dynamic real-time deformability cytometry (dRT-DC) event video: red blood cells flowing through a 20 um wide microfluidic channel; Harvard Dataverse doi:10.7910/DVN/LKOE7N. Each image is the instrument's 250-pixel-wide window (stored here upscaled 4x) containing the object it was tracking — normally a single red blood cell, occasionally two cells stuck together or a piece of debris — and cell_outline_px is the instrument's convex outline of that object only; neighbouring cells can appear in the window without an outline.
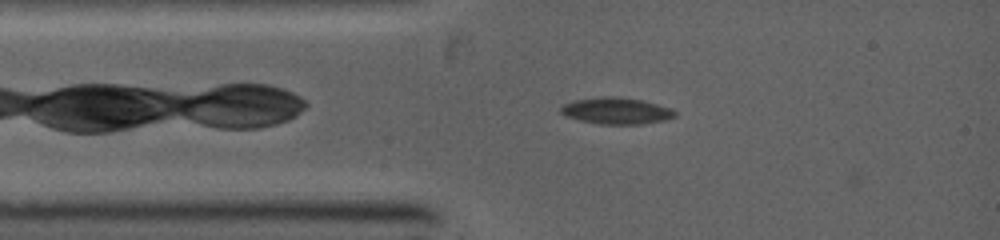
{"species": "common noctule bat (a hibernating species)", "species_latin": "Nyctalus noctula", "temperature_condition": "warm", "stored_images_in_passage": 14, "camera_frame_rate_fps": 5000, "um_per_image_px": 0.085, "animal": {"sex": "female", "body_mass_g": 19.0, "forearm_length_mm": 53.3}, "frame": {"image": 1, "passage_image": 3, "time_ms": 0.4, "image_size_px": [1000, 240], "cell_outline_px": [[676, 116], [664, 120], [644, 124], [600, 124], [580, 120], [568, 116], [560, 112], [560, 108], [564, 104], [572, 100], [604, 96], [612, 96], [640, 100], [656, 104], [668, 108], [676, 112]], "centroid_in_image_um": [52.36, 9.42], "position_along_channel_um": 32.6, "area_um2": 17.4}}
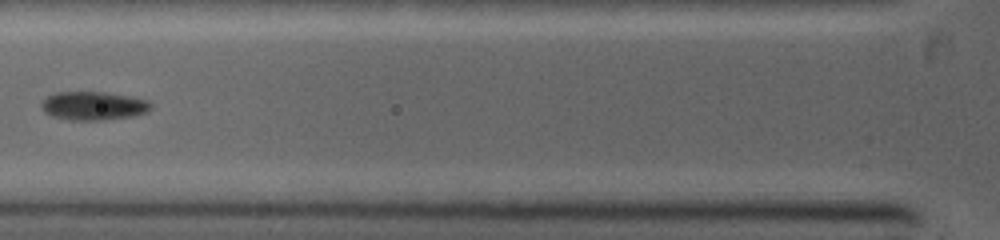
{"frame": {"image": 2, "passage_image": 10, "time_ms": 2.4, "image_size_px": [1000, 240], "cell_outline_px": [[152, 108], [148, 112], [132, 116], [104, 120], [72, 120], [52, 116], [44, 112], [40, 108], [40, 104], [48, 96], [56, 92], [104, 92], [128, 96], [148, 100], [152, 104]], "centroid_in_image_um": [7.95, 9.0], "position_along_channel_um": 117.9, "area_um2": 18.26}}
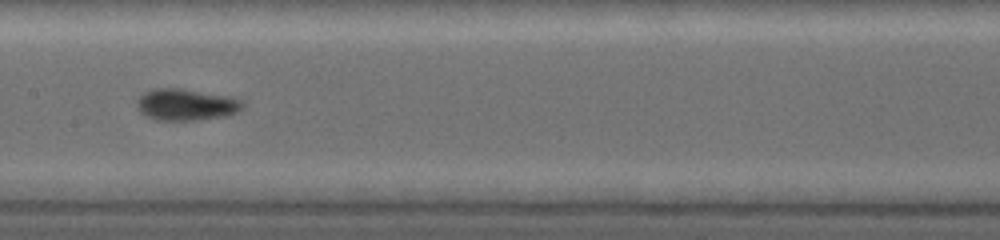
{"frame": {"image": 3, "passage_image": 13, "time_ms": 4.0, "image_size_px": [1000, 240], "cell_outline_px": [[244, 108], [236, 112], [224, 116], [200, 120], [156, 120], [140, 112], [136, 104], [136, 100], [144, 92], [156, 88], [176, 88], [228, 96], [240, 100], [244, 104]], "centroid_in_image_um": [15.8, 8.9], "position_along_channel_um": 191.6, "area_um2": 19.31}}